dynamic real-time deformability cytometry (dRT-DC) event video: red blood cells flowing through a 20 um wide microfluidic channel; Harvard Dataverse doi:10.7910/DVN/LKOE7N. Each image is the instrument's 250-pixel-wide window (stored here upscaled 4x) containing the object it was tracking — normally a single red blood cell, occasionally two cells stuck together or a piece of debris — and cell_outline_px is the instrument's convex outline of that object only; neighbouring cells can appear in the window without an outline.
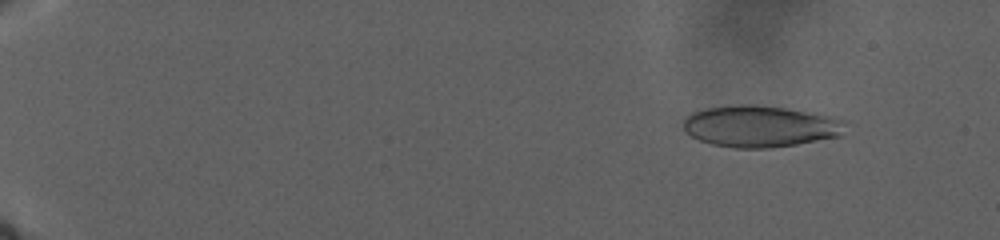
{"species": "human", "species_latin": "Homo sapiens", "temperature_condition": "warm", "stored_images_in_passage": 52, "camera_frame_rate_fps": 3000, "um_per_image_px": 0.085, "donor": {"sex": "male"}, "frame": {"image": 1, "passage_image": 12, "time_ms": 4.667, "image_size_px": [1000, 240], "cell_outline_px": [[848, 120], [840, 136], [796, 144], [768, 148], [736, 148], [712, 144], [700, 140], [692, 136], [684, 128], [684, 120], [692, 112], [704, 108], [732, 104], [756, 104], [784, 108], [836, 116]], "centroid_in_image_um": [64.66, 10.72], "position_along_channel_um": 20.3, "area_um2": 39.42}}
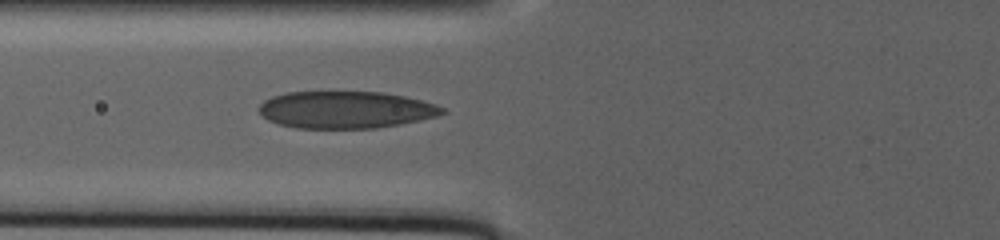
{"frame": {"image": 2, "passage_image": 42, "time_ms": 18.333, "image_size_px": [1000, 240], "cell_outline_px": [[448, 112], [436, 116], [420, 120], [400, 124], [376, 128], [296, 128], [276, 124], [268, 120], [260, 112], [260, 104], [264, 100], [272, 96], [288, 92], [380, 92], [404, 96], [436, 104], [444, 108]], "centroid_in_image_um": [29.38, 9.33], "position_along_channel_um": 96.4, "area_um2": 39.59}}
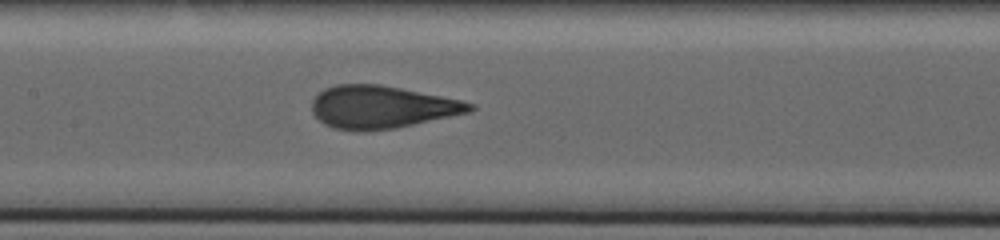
{"frame": {"image": 3, "passage_image": 52, "time_ms": 22.667, "image_size_px": [1000, 240], "cell_outline_px": [[476, 108], [468, 112], [396, 128], [360, 132], [336, 128], [324, 124], [312, 112], [312, 100], [324, 88], [336, 84], [380, 84], [460, 100], [472, 104]], "centroid_in_image_um": [32.39, 9.1], "position_along_channel_um": 175.0, "area_um2": 38.9}}